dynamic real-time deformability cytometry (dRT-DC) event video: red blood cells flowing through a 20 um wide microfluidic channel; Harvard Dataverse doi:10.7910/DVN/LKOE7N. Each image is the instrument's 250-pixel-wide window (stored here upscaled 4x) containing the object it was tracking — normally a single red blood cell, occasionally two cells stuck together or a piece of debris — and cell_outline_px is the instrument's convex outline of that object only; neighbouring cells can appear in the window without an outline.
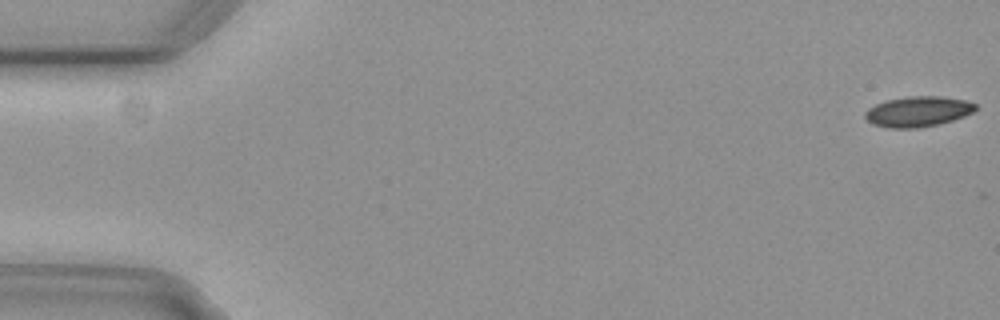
{"species": "common noctule bat (a hibernating species)", "species_latin": "Nyctalus noctula", "temperature_condition": "cold", "stored_images_in_passage": 56, "camera_frame_rate_fps": 3000, "um_per_image_px": 0.085, "animal": {"sex": "female", "body_mass_g": 29.2, "forearm_length_mm": 56.3}, "frame": {"image": 1, "passage_image": 1, "time_ms": 0.0, "image_size_px": [1000, 320], "cell_outline_px": [[976, 108], [972, 112], [964, 116], [952, 120], [920, 128], [892, 128], [872, 124], [864, 116], [864, 112], [868, 108], [876, 104], [888, 100], [908, 96], [940, 96], [964, 100], [976, 104]], "centroid_in_image_um": [78.0, 9.48], "position_along_channel_um": 7.0, "area_um2": 19.36}}
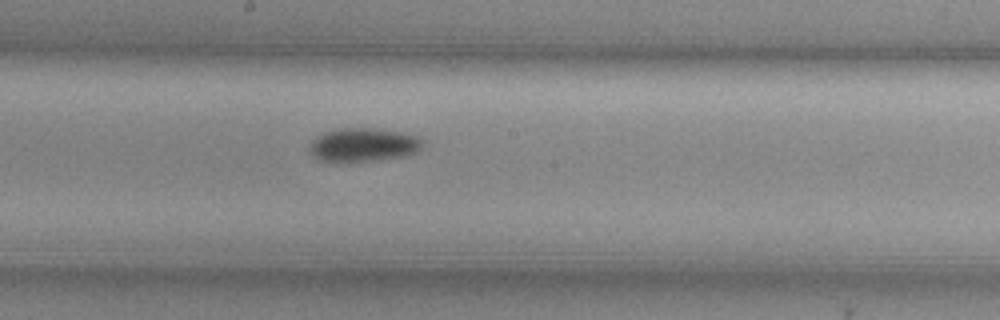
{"frame": {"image": 2, "passage_image": 30, "time_ms": 9.667, "image_size_px": [1000, 320], "cell_outline_px": [[424, 144], [416, 152], [404, 156], [348, 164], [336, 164], [320, 160], [312, 156], [308, 152], [312, 140], [324, 132], [332, 128], [376, 128], [404, 132], [416, 136], [424, 140]], "centroid_in_image_um": [30.83, 12.34], "position_along_channel_um": 217.4, "area_um2": 23.06}}
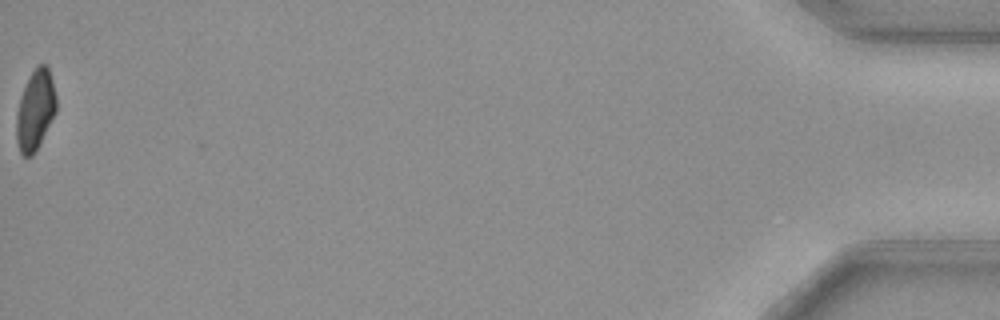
{"frame": {"image": 3, "passage_image": 56, "time_ms": 18.333, "image_size_px": [1000, 320], "cell_outline_px": [[56, 112], [32, 156], [24, 156], [20, 152], [16, 140], [16, 112], [20, 96], [36, 64], [44, 64], [48, 68], [52, 80], [56, 96]], "centroid_in_image_um": [2.98, 9.34], "position_along_channel_um": 432.2, "area_um2": 18.38}, "authors_computed_cell_mechanics": {"area_um2": 20.3456, "velocity_mm_per_s": 3.7269, "shape_relaxation_time_tau1_ms": 4.3013, "shape_relaxation_time_tau2_ms": null, "deformation_change_tau1": 0.0982, "deformation_change_tau2": null}}